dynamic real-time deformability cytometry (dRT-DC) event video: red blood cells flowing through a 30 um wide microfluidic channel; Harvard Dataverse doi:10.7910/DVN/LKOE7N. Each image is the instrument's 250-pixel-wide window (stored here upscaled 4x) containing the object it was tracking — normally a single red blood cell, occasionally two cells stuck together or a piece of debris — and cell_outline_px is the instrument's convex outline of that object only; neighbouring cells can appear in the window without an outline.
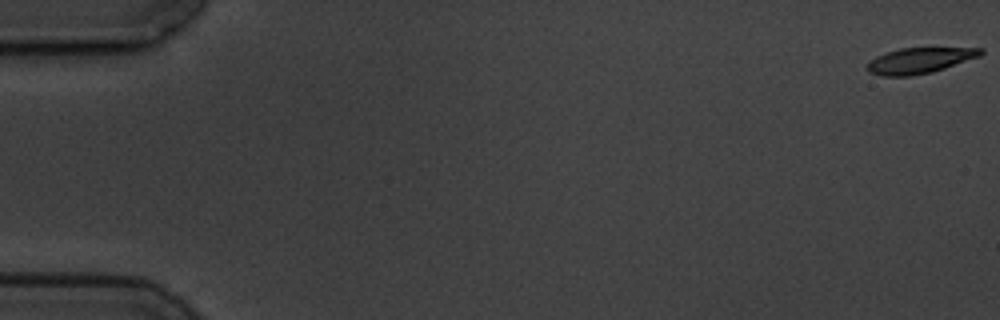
{"species": "common noctule bat (a hibernating species)", "species_latin": "Nyctalus noctula", "temperature_condition": "cold", "stored_images_in_passage": 6, "camera_frame_rate_fps": 3000, "um_per_image_px": 0.085, "animal": {"sex": "male", "body_mass_g": 19.5, "forearm_length_mm": 54.6}, "frame": {"image": 1, "passage_image": 1, "time_ms": 0.0, "image_size_px": [1000, 320], "cell_outline_px": [[984, 52], [980, 56], [932, 72], [908, 76], [880, 76], [868, 72], [864, 68], [876, 56], [900, 48], [984, 48]], "centroid_in_image_um": [78.14, 5.15], "position_along_channel_um": 6.9, "area_um2": 16.88}}
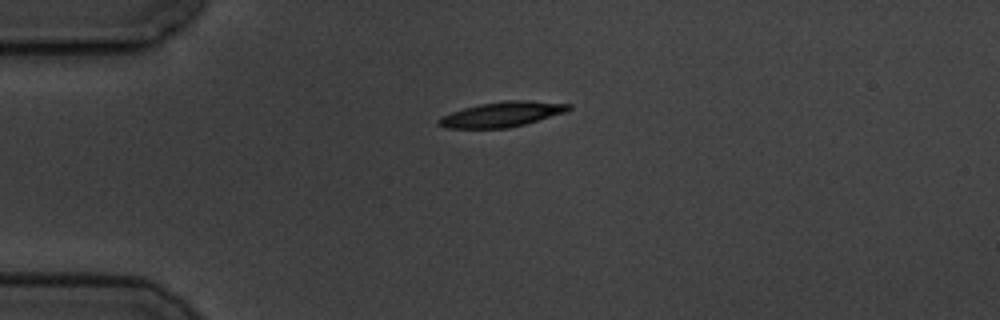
{"frame": {"image": 2, "passage_image": 5, "time_ms": 4.667, "image_size_px": [1000, 320], "cell_outline_px": [[572, 108], [568, 112], [524, 124], [508, 128], [444, 128], [436, 124], [436, 120], [440, 116], [464, 108], [480, 104], [508, 100], [528, 100], [572, 104]], "centroid_in_image_um": [42.67, 9.72], "position_along_channel_um": 42.3, "area_um2": 19.13}}